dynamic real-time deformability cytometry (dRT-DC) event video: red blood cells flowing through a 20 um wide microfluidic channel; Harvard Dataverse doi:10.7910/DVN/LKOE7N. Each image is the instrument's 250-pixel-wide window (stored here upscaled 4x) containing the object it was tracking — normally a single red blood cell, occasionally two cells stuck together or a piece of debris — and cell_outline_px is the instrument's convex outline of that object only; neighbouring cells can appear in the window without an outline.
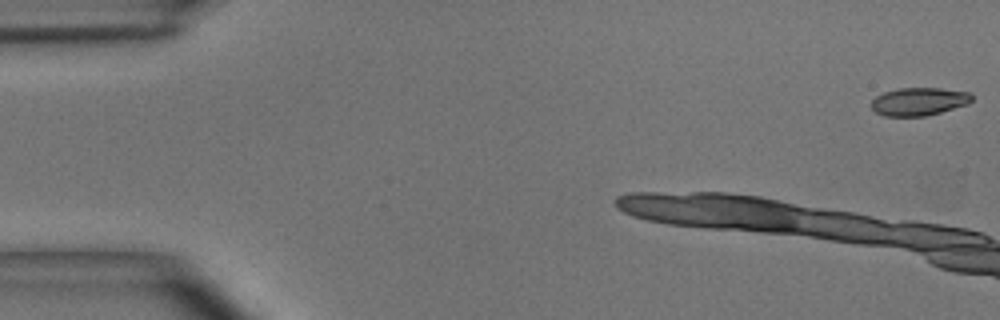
{"species": "common noctule bat (a hibernating species)", "species_latin": "Nyctalus noctula", "temperature_condition": "room temperature", "stored_images_in_passage": 4, "camera_frame_rate_fps": 3000, "um_per_image_px": 0.085, "animal": {"sex": "male", "body_mass_g": 15.6}, "frame": {"image": 1, "passage_image": 1, "time_ms": 0.0, "image_size_px": [1000, 320], "cell_outline_px": [[972, 100], [968, 104], [940, 112], [924, 116], [884, 116], [876, 112], [872, 108], [872, 100], [876, 96], [884, 92], [900, 88], [940, 88], [968, 92], [972, 96]], "centroid_in_image_um": [78.1, 8.63], "position_along_channel_um": 6.9, "area_um2": 16.24}}